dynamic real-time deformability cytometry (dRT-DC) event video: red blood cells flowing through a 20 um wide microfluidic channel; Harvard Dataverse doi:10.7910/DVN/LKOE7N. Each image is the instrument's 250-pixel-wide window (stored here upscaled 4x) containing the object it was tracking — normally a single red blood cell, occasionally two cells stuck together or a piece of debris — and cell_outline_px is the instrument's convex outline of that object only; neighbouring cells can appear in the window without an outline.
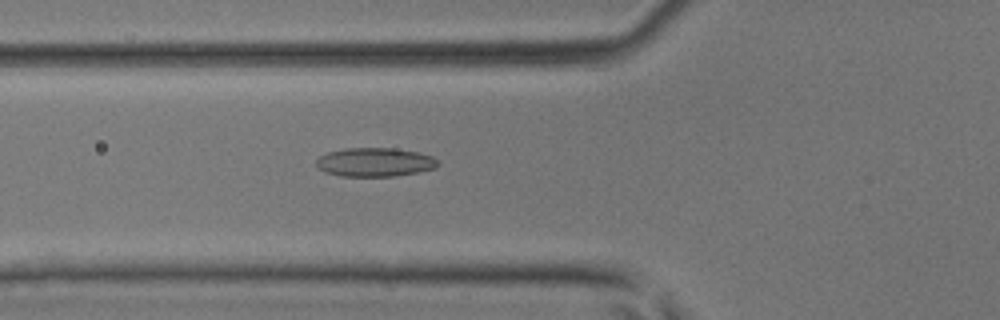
{"species": "common noctule bat (a hibernating species)", "species_latin": "Nyctalus noctula", "temperature_condition": "room temperature", "stored_images_in_passage": 45, "camera_frame_rate_fps": 3000, "um_per_image_px": 0.085, "animal": {"sex": "male", "body_mass_g": 17.9, "forearm_length_mm": 54.2}, "frame": {"image": 1, "passage_image": 17, "time_ms": 5.333, "image_size_px": [1000, 320], "cell_outline_px": [[440, 164], [436, 168], [416, 172], [392, 176], [340, 176], [324, 172], [316, 168], [316, 160], [320, 156], [328, 152], [344, 148], [396, 148], [416, 152], [432, 156]], "centroid_in_image_um": [31.82, 13.78], "position_along_channel_um": 94.0, "area_um2": 20.46}}
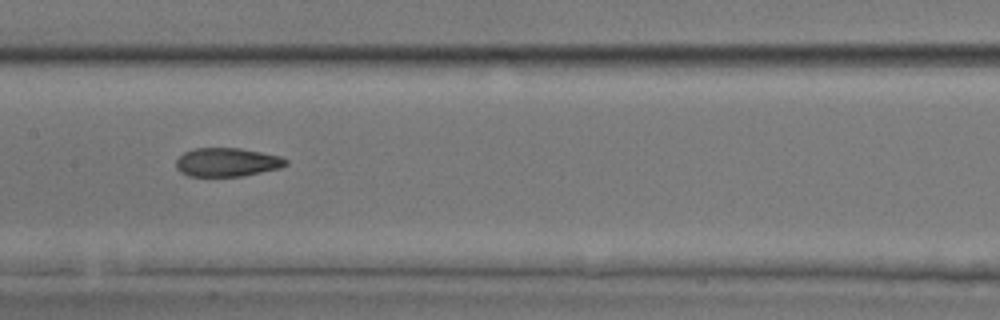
{"frame": {"image": 2, "passage_image": 23, "time_ms": 7.333, "image_size_px": [1000, 320], "cell_outline_px": [[288, 164], [280, 168], [244, 176], [188, 176], [180, 172], [176, 168], [176, 160], [184, 152], [192, 148], [240, 148], [280, 156], [288, 160]], "centroid_in_image_um": [19.29, 13.79], "position_along_channel_um": 188.1, "area_um2": 18.44}}
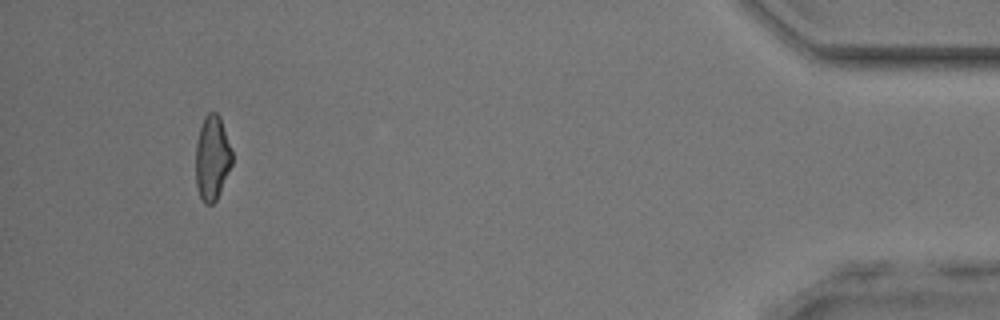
{"frame": {"image": 3, "passage_image": 42, "time_ms": 13.667, "image_size_px": [1000, 320], "cell_outline_px": [[232, 164], [220, 192], [216, 200], [212, 204], [204, 204], [200, 196], [196, 184], [196, 144], [200, 128], [204, 116], [208, 112], [216, 112], [220, 116], [232, 152]], "centroid_in_image_um": [18.03, 13.42], "position_along_channel_um": 417.2, "area_um2": 17.86}}